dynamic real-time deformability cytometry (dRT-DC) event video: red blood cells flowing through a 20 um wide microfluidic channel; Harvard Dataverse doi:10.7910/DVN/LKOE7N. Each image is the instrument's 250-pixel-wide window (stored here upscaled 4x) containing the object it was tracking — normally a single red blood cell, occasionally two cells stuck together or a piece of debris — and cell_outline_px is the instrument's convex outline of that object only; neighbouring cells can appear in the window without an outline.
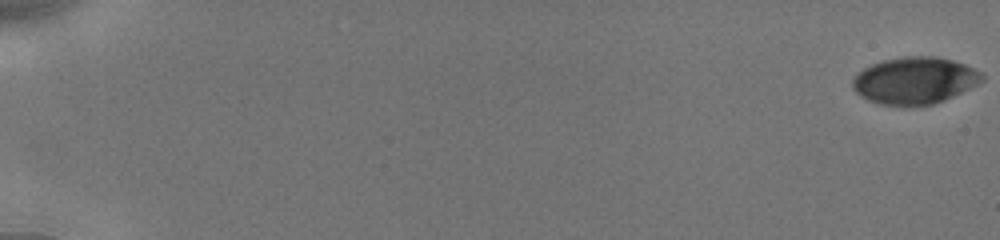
{"species": "human", "species_latin": "Homo sapiens", "temperature_condition": "cold", "stored_images_in_passage": 44, "camera_frame_rate_fps": 3000, "um_per_image_px": 0.085, "donor": {"sex": "male"}, "frame": {"image": 1, "passage_image": 1, "time_ms": 0.0, "image_size_px": [1000, 240], "cell_outline_px": [[984, 80], [944, 100], [932, 104], [912, 108], [880, 104], [868, 100], [860, 96], [852, 88], [852, 80], [864, 68], [872, 64], [884, 60], [904, 56], [936, 56], [952, 60], [964, 64], [980, 72], [984, 76]], "centroid_in_image_um": [77.72, 6.87], "position_along_channel_um": 7.3, "area_um2": 35.49}}
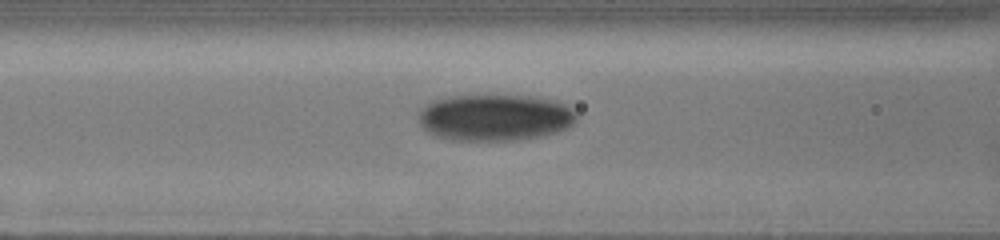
{"frame": {"image": 2, "passage_image": 36, "time_ms": 8.333, "image_size_px": [1000, 240], "cell_outline_px": [[576, 120], [568, 128], [556, 132], [540, 136], [512, 140], [452, 140], [432, 136], [420, 124], [420, 108], [424, 104], [432, 100], [448, 96], [532, 96], [552, 100], [564, 104], [576, 116]], "centroid_in_image_um": [42.0, 9.99], "position_along_channel_um": 124.6, "area_um2": 42.66}}
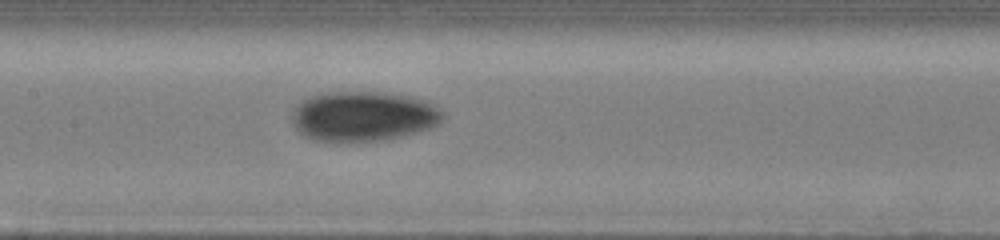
{"frame": {"image": 3, "passage_image": 44, "time_ms": 9.667, "image_size_px": [1000, 240], "cell_outline_px": [[444, 120], [432, 128], [384, 140], [340, 144], [312, 140], [304, 136], [292, 124], [292, 112], [296, 104], [320, 92], [384, 92], [408, 96], [428, 100], [440, 108], [444, 112]], "centroid_in_image_um": [30.87, 9.91], "position_along_channel_um": 176.5, "area_um2": 45.03}}